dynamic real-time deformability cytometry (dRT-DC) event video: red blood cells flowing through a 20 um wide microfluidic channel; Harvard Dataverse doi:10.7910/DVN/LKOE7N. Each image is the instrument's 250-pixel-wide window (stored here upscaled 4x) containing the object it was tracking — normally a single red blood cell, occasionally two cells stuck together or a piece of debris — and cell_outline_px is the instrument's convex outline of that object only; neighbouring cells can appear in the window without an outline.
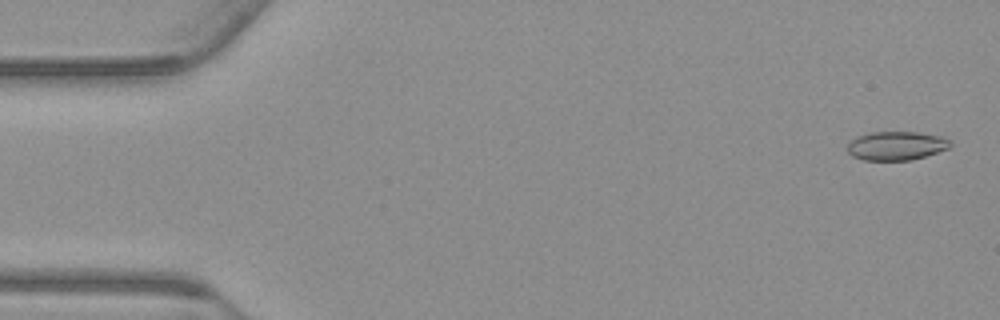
{"species": "common noctule bat (a hibernating species)", "species_latin": "Nyctalus noctula", "temperature_condition": "warm", "stored_images_in_passage": 55, "camera_frame_rate_fps": 3000, "um_per_image_px": 0.085, "animal": {"sex": "male", "body_mass_g": 23.1, "forearm_length_mm": 52.7}, "frame": {"image": 1, "passage_image": 2, "time_ms": 0.333, "image_size_px": [1000, 320], "cell_outline_px": [[952, 144], [948, 148], [912, 160], [864, 160], [852, 156], [848, 152], [848, 144], [856, 136], [868, 132], [920, 132], [940, 136], [948, 140]], "centroid_in_image_um": [76.15, 12.38], "position_along_channel_um": 8.8, "area_um2": 17.17}}
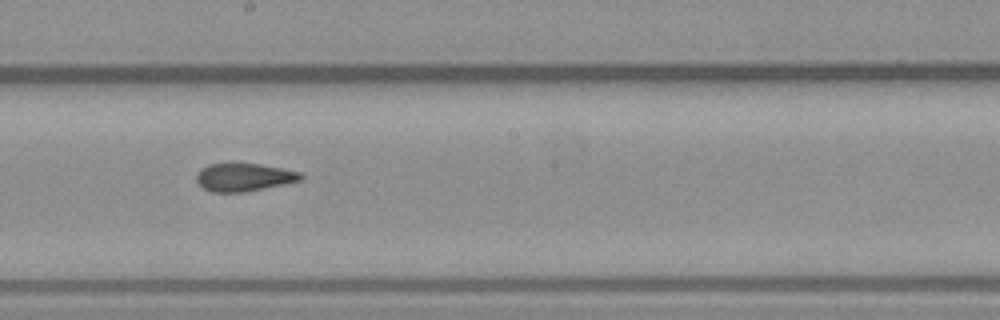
{"frame": {"image": 2, "passage_image": 30, "time_ms": 9.667, "image_size_px": [1000, 320], "cell_outline_px": [[304, 176], [300, 180], [284, 184], [244, 192], [212, 192], [204, 188], [196, 180], [196, 176], [200, 168], [208, 164], [232, 160], [236, 160], [260, 164], [300, 172]], "centroid_in_image_um": [20.68, 15.01], "position_along_channel_um": 227.5, "area_um2": 17.57}}
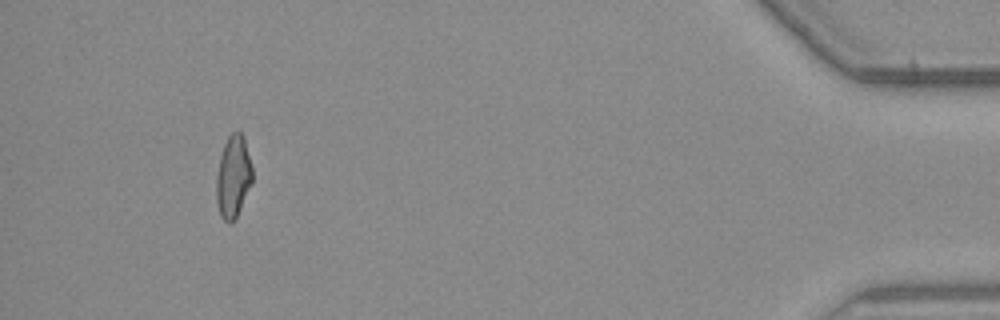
{"frame": {"image": 3, "passage_image": 51, "time_ms": 16.667, "image_size_px": [1000, 320], "cell_outline_px": [[252, 184], [236, 216], [228, 224], [220, 216], [216, 200], [216, 176], [220, 156], [224, 144], [228, 136], [232, 132], [240, 132], [244, 136], [252, 168]], "centroid_in_image_um": [19.81, 15.0], "position_along_channel_um": 415.4, "area_um2": 17.22}, "authors_computed_cell_mechanics": {"area_um2": 17.6868, "velocity_mm_per_s": 3.7716, "shape_relaxation_time_tau1_ms": 9.4539, "shape_relaxation_time_tau2_ms": 1.8982, "deformation_change_tau1": 0.2115, "deformation_change_tau2": 0.0919}}